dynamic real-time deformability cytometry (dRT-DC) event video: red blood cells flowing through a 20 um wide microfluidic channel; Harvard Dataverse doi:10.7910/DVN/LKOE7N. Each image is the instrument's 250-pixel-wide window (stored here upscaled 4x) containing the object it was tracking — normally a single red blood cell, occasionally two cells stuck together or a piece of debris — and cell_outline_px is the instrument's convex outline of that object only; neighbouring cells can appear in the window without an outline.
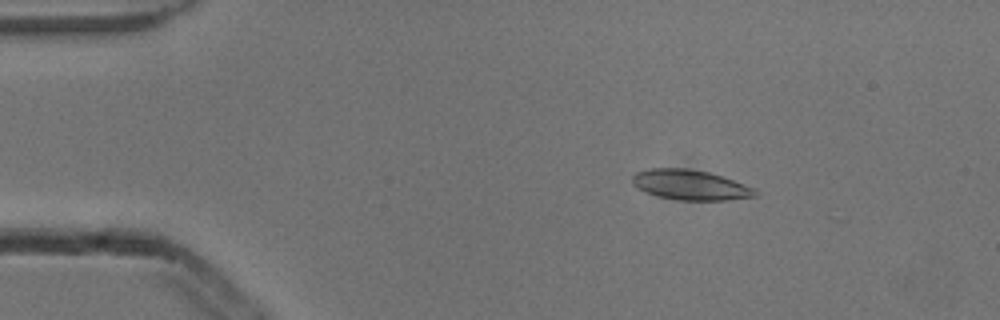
{"species": "common noctule bat (a hibernating species)", "species_latin": "Nyctalus noctula", "temperature_condition": "cold", "stored_images_in_passage": 4, "camera_frame_rate_fps": 3000, "um_per_image_px": 0.085, "animal": {"sex": "male", "body_mass_g": 13.3}, "frame": {"image": 1, "passage_image": 3, "time_ms": 0.667, "image_size_px": [1000, 320], "cell_outline_px": [[760, 192], [756, 196], [728, 200], [680, 200], [660, 196], [636, 188], [632, 184], [632, 176], [636, 172], [648, 168], [684, 168], [708, 172], [756, 188]], "centroid_in_image_um": [58.68, 15.71], "position_along_channel_um": 26.3, "area_um2": 21.44}}